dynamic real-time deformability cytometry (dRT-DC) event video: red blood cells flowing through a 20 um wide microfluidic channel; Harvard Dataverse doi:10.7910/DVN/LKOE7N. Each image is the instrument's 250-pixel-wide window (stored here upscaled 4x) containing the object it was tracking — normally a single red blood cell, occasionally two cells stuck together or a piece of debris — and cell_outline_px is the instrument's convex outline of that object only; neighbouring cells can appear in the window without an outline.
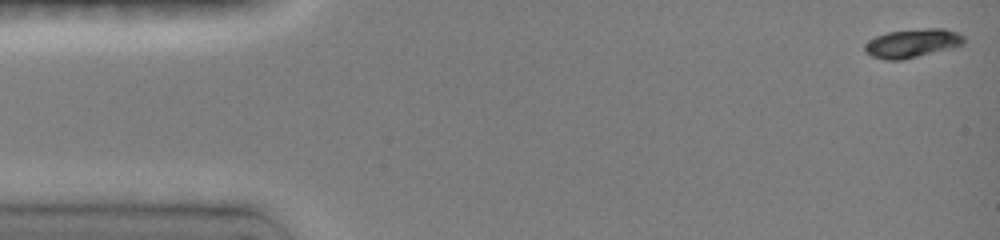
{"species": "common noctule bat (a hibernating species)", "species_latin": "Nyctalus noctula", "temperature_condition": "room temperature", "stored_images_in_passage": 34, "camera_frame_rate_fps": 3000, "um_per_image_px": 0.085, "animal": {"sex": "female", "body_mass_g": 19.0, "forearm_length_mm": 51.5}, "frame": {"image": 1, "passage_image": 1, "time_ms": 0.0, "image_size_px": [1000, 240], "cell_outline_px": [[964, 44], [952, 48], [900, 60], [884, 60], [872, 56], [864, 52], [864, 44], [868, 40], [876, 36], [888, 32], [924, 28], [944, 28], [956, 32], [964, 36]], "centroid_in_image_um": [77.53, 3.67], "position_along_channel_um": 7.5, "area_um2": 16.59}}
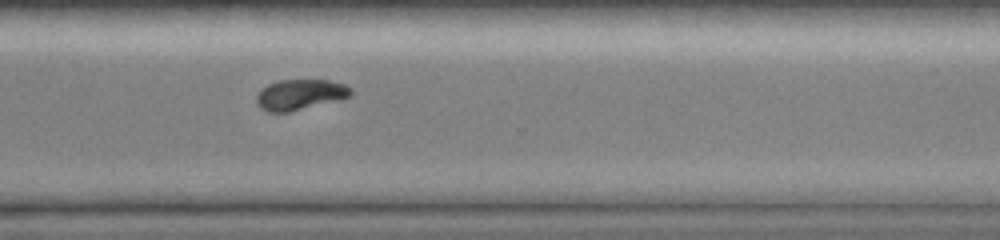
{"frame": {"image": 2, "passage_image": 23, "time_ms": 11.333, "image_size_px": [1000, 240], "cell_outline_px": [[352, 96], [288, 112], [268, 112], [260, 108], [256, 104], [256, 96], [268, 84], [280, 80], [328, 80], [344, 84], [352, 88]], "centroid_in_image_um": [25.5, 8.04], "position_along_channel_um": 345.1, "area_um2": 16.59}}
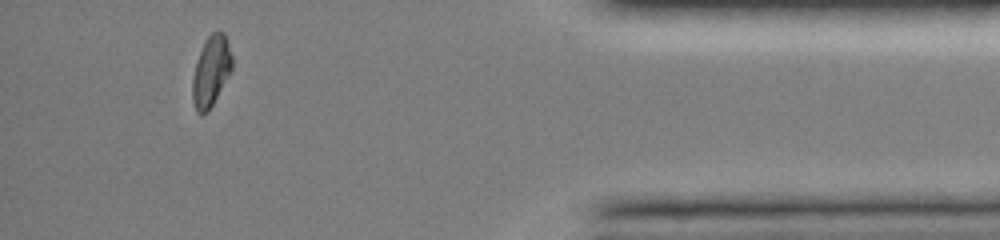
{"frame": {"image": 3, "passage_image": 31, "time_ms": 14.0, "image_size_px": [1000, 240], "cell_outline_px": [[232, 72], [208, 112], [200, 116], [196, 112], [192, 100], [192, 80], [196, 64], [204, 40], [212, 32], [224, 32], [228, 40], [232, 56]], "centroid_in_image_um": [17.95, 6.08], "position_along_channel_um": 417.2, "area_um2": 16.53}, "authors_computed_cell_mechanics": {"area_um2": 16.7042, "velocity_mm_per_s": 4.051, "shape_relaxation_time_tau1_ms": 2.886, "shape_relaxation_time_tau2_ms": 3.6533, "deformation_change_tau1": 0.108, "deformation_change_tau2": 0.0564}}